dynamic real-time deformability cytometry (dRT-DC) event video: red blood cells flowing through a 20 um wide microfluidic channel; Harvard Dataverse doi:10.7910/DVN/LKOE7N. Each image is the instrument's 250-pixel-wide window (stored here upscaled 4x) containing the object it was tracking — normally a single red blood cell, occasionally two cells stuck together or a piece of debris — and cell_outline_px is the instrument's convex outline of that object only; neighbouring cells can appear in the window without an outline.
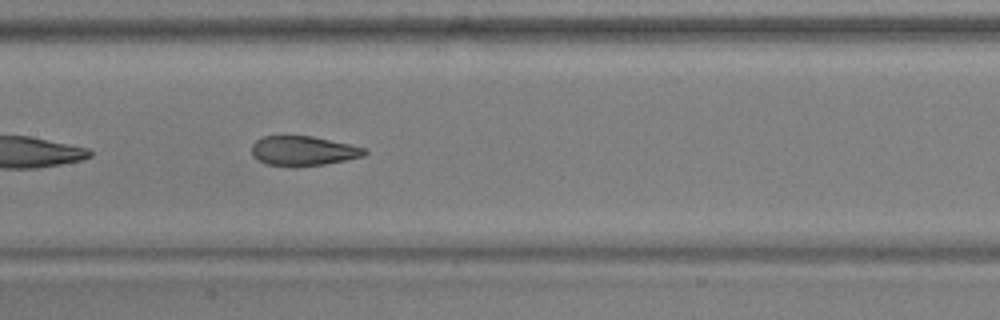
{"species": "common noctule bat (a hibernating species)", "species_latin": "Nyctalus noctula", "temperature_condition": "warm", "stored_images_in_passage": 17, "camera_frame_rate_fps": 3000, "um_per_image_px": 0.085, "animal": {"sex": "male", "body_mass_g": 17.9, "forearm_length_mm": 54.2}, "frame": {"image": 1, "passage_image": 10, "time_ms": 3.0, "image_size_px": [1000, 320], "cell_outline_px": [[368, 152], [364, 156], [324, 164], [292, 168], [264, 164], [256, 160], [252, 156], [252, 144], [256, 140], [264, 136], [312, 136], [348, 144], [364, 148]], "centroid_in_image_um": [25.7, 12.85], "position_along_channel_um": 181.7, "area_um2": 19.71}}